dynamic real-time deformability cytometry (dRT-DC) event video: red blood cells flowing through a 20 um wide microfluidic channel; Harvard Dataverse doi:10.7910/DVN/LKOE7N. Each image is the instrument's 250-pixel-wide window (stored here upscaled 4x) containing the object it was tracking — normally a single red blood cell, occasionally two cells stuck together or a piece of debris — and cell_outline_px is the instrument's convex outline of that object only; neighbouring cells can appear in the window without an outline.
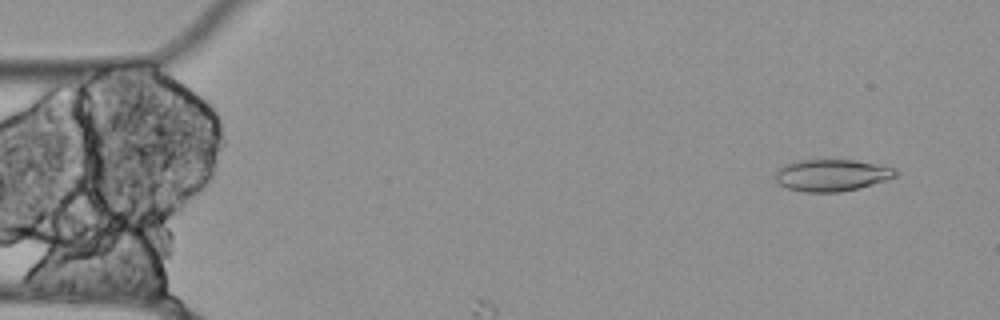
{"species": "Egyptian fruit bat (a non-hibernating species)", "species_latin": "Rousettus aegyptiacus", "temperature_condition": "cold", "stored_images_in_passage": 8, "camera_frame_rate_fps": 3000, "um_per_image_px": 0.085, "animal": {"sex": "female"}, "frame": {"image": 1, "passage_image": 4, "time_ms": 1.0, "image_size_px": [1000, 320], "cell_outline_px": [[896, 176], [888, 180], [860, 188], [840, 192], [804, 192], [788, 188], [776, 184], [776, 172], [784, 164], [804, 160], [856, 160], [876, 164], [892, 168], [896, 172]], "centroid_in_image_um": [70.68, 14.9], "position_along_channel_um": 14.3, "area_um2": 22.25}}